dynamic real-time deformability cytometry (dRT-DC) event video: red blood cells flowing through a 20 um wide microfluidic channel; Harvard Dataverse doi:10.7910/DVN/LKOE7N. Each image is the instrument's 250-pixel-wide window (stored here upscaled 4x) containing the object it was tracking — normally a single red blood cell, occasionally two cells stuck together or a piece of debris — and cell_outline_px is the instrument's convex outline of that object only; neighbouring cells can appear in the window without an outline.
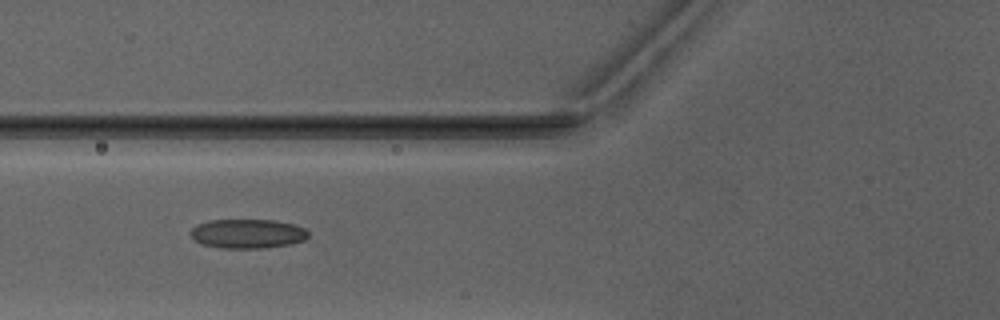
{"species": "Egyptian fruit bat (a non-hibernating species)", "species_latin": "Rousettus aegyptiacus", "temperature_condition": "warm", "stored_images_in_passage": 6, "camera_frame_rate_fps": 3000, "um_per_image_px": 0.085, "animal": {"sex": "male"}, "frame": {"image": 1, "passage_image": 6, "time_ms": 6.667, "image_size_px": [1000, 320], "cell_outline_px": [[308, 236], [304, 240], [292, 244], [264, 248], [220, 248], [204, 244], [196, 240], [188, 232], [196, 224], [208, 220], [276, 220], [292, 224], [304, 228], [308, 232]], "centroid_in_image_um": [21.04, 19.86], "position_along_channel_um": 104.8, "area_um2": 20.11}}